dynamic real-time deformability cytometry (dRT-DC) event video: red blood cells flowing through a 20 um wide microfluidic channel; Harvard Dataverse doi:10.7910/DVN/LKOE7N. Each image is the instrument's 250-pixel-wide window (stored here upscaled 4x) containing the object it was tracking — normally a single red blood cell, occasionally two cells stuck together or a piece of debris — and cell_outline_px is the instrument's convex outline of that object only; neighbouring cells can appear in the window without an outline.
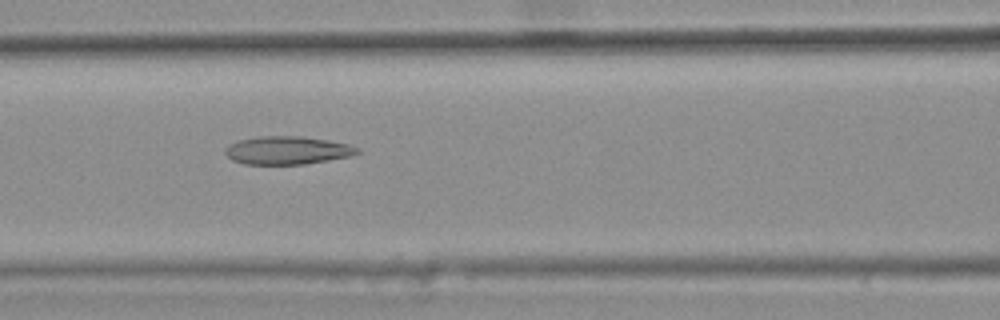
{"species": "common noctule bat (a hibernating species)", "species_latin": "Nyctalus noctula", "temperature_condition": "warm", "stored_images_in_passage": 46, "camera_frame_rate_fps": 3000, "um_per_image_px": 0.085, "animal": {"sex": "female", "body_mass_g": 25.1}, "frame": {"image": 1, "passage_image": 22, "time_ms": 7.0, "image_size_px": [1000, 320], "cell_outline_px": [[360, 152], [352, 156], [304, 164], [244, 164], [232, 160], [224, 152], [224, 148], [228, 144], [240, 140], [256, 136], [304, 136], [328, 140], [348, 144], [360, 148]], "centroid_in_image_um": [24.42, 12.77], "position_along_channel_um": 142.2, "area_um2": 21.79}}
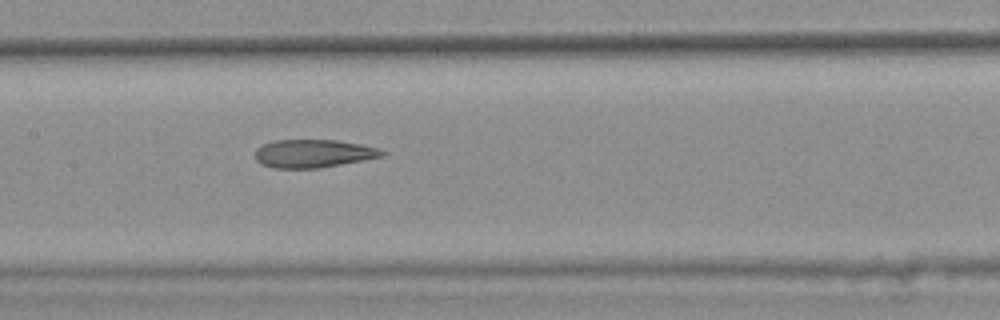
{"frame": {"image": 2, "passage_image": 25, "time_ms": 8.0, "image_size_px": [1000, 320], "cell_outline_px": [[384, 156], [364, 160], [316, 168], [272, 168], [260, 164], [256, 160], [256, 148], [272, 140], [336, 140], [360, 144], [380, 148], [384, 152]], "centroid_in_image_um": [26.61, 13.04], "position_along_channel_um": 180.8, "area_um2": 20.75}}
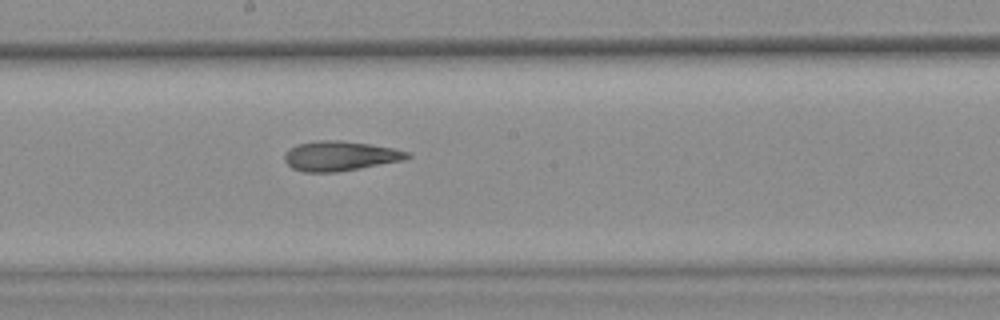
{"frame": {"image": 3, "passage_image": 28, "time_ms": 9.0, "image_size_px": [1000, 320], "cell_outline_px": [[412, 156], [404, 160], [360, 168], [336, 172], [304, 172], [292, 168], [284, 160], [284, 156], [288, 148], [296, 144], [316, 140], [340, 140], [372, 144], [412, 152]], "centroid_in_image_um": [28.91, 13.24], "position_along_channel_um": 219.3, "area_um2": 21.5}, "authors_computed_cell_mechanics": {"area_um2": 22.2819, "velocity_mm_per_s": 3.8628, "shape_relaxation_time_tau1_ms": null, "shape_relaxation_time_tau2_ms": 3.3951, "deformation_change_tau1": null, "deformation_change_tau2": 0.1485}}